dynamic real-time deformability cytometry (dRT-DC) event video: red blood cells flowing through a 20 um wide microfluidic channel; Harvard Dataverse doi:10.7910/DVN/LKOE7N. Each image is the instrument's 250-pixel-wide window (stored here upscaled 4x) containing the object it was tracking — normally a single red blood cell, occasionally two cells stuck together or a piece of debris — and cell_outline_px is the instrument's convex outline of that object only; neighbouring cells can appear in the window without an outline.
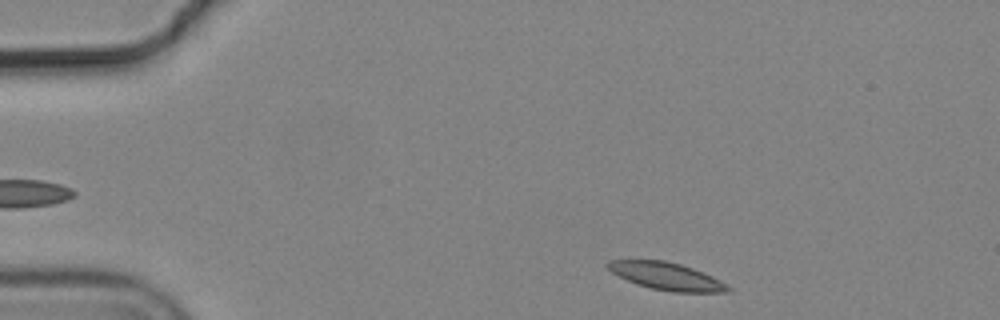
{"species": "common noctule bat (a hibernating species)", "species_latin": "Nyctalus noctula", "temperature_condition": "cold", "stored_images_in_passage": 2, "segment_of_instrument_passage": [2, 2], "camera_frame_rate_fps": 3000, "um_per_image_px": 0.085, "animal": {"sex": "male", "body_mass_g": 19.2, "forearm_length_mm": 51.8}, "frame": {"image": 1, "passage_image": 2, "time_ms": 0.333, "image_size_px": [1000, 320], "cell_outline_px": [[732, 292], [672, 292], [652, 288], [636, 284], [612, 272], [604, 264], [608, 260], [664, 260], [680, 264], [704, 272], [720, 280], [732, 288]], "centroid_in_image_um": [56.68, 23.48], "position_along_channel_um": 28.3, "area_um2": 19.19}}